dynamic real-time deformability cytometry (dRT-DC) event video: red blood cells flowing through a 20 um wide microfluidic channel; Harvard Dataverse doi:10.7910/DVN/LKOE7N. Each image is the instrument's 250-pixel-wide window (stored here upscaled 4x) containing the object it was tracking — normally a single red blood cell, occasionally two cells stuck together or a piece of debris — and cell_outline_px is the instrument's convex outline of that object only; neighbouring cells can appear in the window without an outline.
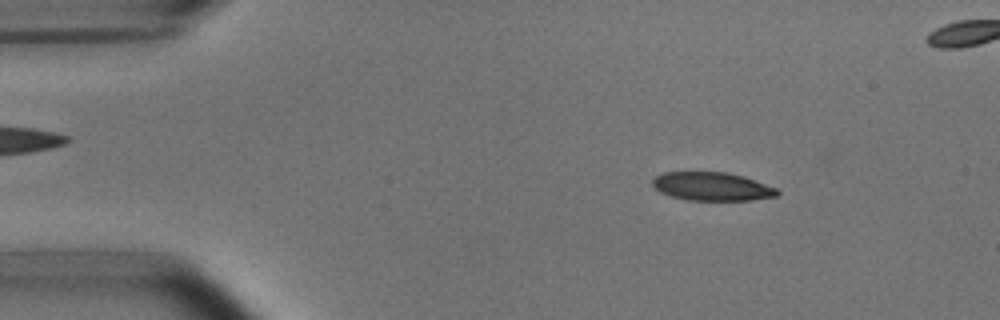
{"species": "common noctule bat (a hibernating species)", "species_latin": "Nyctalus noctula", "temperature_condition": "room temperature", "stored_images_in_passage": 43, "camera_frame_rate_fps": 3000, "um_per_image_px": 0.085, "animal": {"sex": "male", "body_mass_g": 15.6}, "frame": {"image": 1, "passage_image": 1, "time_ms": 0.0, "image_size_px": [1000, 320], "cell_outline_px": [[780, 192], [776, 196], [752, 200], [688, 200], [672, 196], [660, 192], [652, 184], [652, 180], [656, 176], [664, 172], [728, 172], [744, 176], [776, 188]], "centroid_in_image_um": [60.53, 15.84], "position_along_channel_um": 24.5, "area_um2": 20.58}}
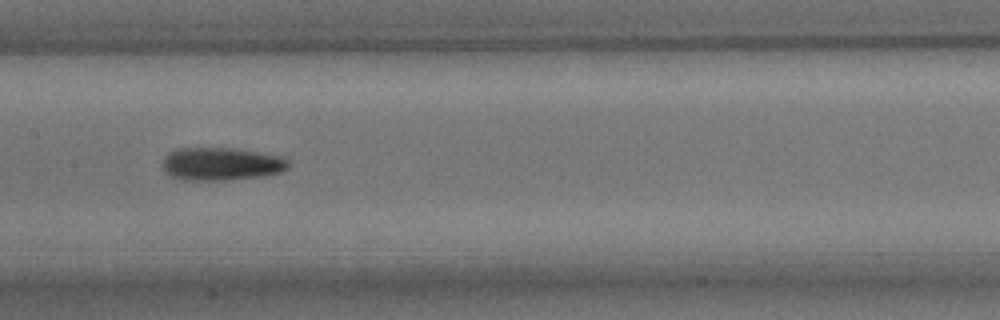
{"frame": {"image": 2, "passage_image": 19, "time_ms": 6.0, "image_size_px": [1000, 320], "cell_outline_px": [[292, 164], [288, 168], [280, 172], [264, 176], [228, 180], [180, 180], [164, 172], [164, 156], [168, 152], [176, 148], [232, 148], [280, 156], [288, 160]], "centroid_in_image_um": [18.8, 13.94], "position_along_channel_um": 188.6, "area_um2": 24.28}}
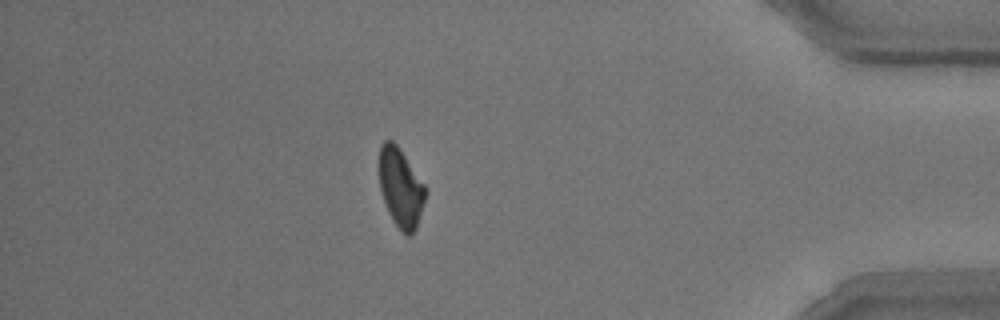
{"frame": {"image": 3, "passage_image": 39, "time_ms": 12.667, "image_size_px": [1000, 320], "cell_outline_px": [[428, 192], [416, 228], [412, 236], [404, 236], [392, 220], [388, 212], [380, 192], [380, 144], [384, 140], [392, 140], [396, 144], [424, 184]], "centroid_in_image_um": [34.07, 16.02], "position_along_channel_um": 401.1, "area_um2": 21.33}, "authors_computed_cell_mechanics": {"area_um2": 22.3686, "velocity_mm_per_s": 3.8063, "shape_relaxation_time_tau1_ms": 2.9937, "shape_relaxation_time_tau2_ms": 5.3772, "deformation_change_tau1": 0.144, "deformation_change_tau2": 0.1447}}